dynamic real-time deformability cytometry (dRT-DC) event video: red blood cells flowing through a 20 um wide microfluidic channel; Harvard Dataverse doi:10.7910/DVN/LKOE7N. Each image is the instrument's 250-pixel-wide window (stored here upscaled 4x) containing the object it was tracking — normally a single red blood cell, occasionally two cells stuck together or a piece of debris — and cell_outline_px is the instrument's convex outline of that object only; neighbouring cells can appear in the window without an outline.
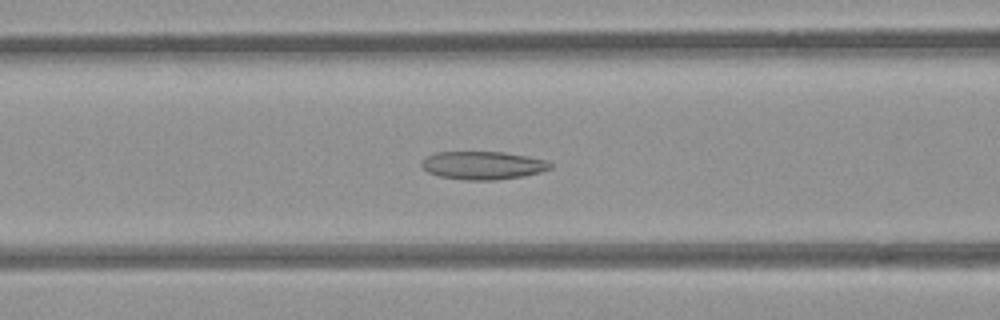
{"species": "common noctule bat (a hibernating species)", "species_latin": "Nyctalus noctula", "temperature_condition": "room temperature", "stored_images_in_passage": 53, "camera_frame_rate_fps": 3000, "um_per_image_px": 0.085, "animal": {"sex": "female", "body_mass_g": 21.9}, "frame": {"image": 1, "passage_image": 21, "time_ms": 6.667, "image_size_px": [1000, 320], "cell_outline_px": [[552, 168], [540, 172], [524, 176], [496, 180], [464, 180], [440, 176], [428, 172], [420, 164], [428, 156], [436, 152], [500, 152], [528, 156], [544, 160], [552, 164]], "centroid_in_image_um": [41.06, 14.06], "position_along_channel_um": 125.5, "area_um2": 20.92}}
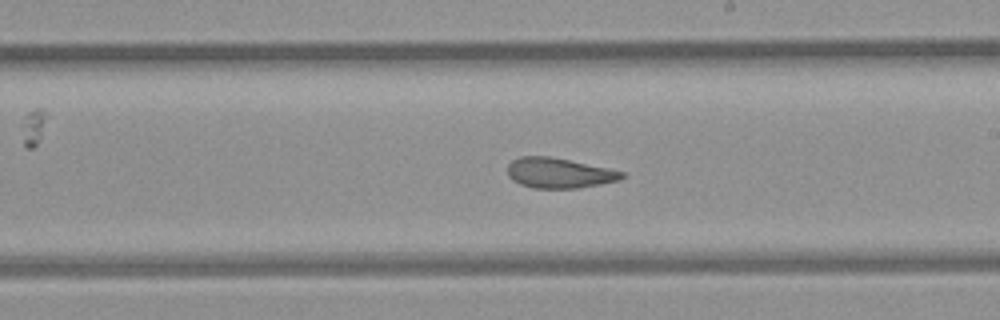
{"frame": {"image": 2, "passage_image": 30, "time_ms": 9.667, "image_size_px": [1000, 320], "cell_outline_px": [[624, 176], [620, 180], [600, 184], [576, 188], [532, 188], [520, 184], [512, 180], [508, 176], [508, 164], [512, 160], [520, 156], [548, 156], [608, 168], [624, 172]], "centroid_in_image_um": [47.49, 14.71], "position_along_channel_um": 241.5, "area_um2": 20.0}}
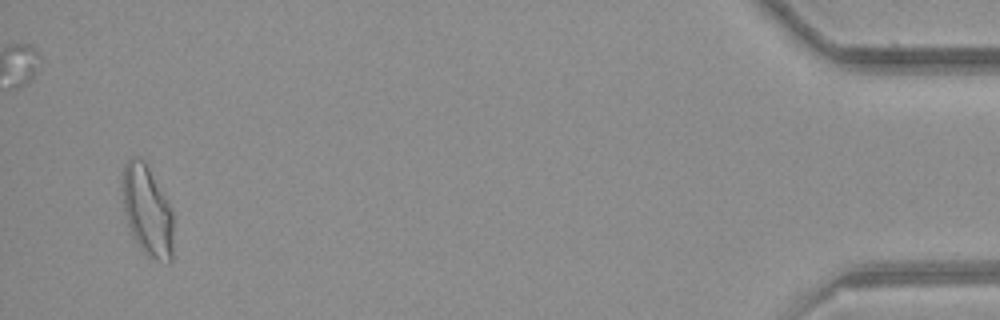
{"frame": {"image": 3, "passage_image": 51, "time_ms": 16.667, "image_size_px": [1000, 320], "cell_outline_px": [[172, 260], [168, 264], [156, 260], [148, 256], [140, 248], [132, 236], [128, 224], [124, 208], [120, 184], [124, 164], [132, 156], [140, 156], [144, 160], [168, 204], [172, 212]], "centroid_in_image_um": [12.48, 17.9], "position_along_channel_um": 422.7, "area_um2": 26.88}, "authors_computed_cell_mechanics": {"area_um2": 22.7154, "velocity_mm_per_s": 3.8689, "shape_relaxation_time_tau1_ms": null, "shape_relaxation_time_tau2_ms": 2.6104, "deformation_change_tau1": null, "deformation_change_tau2": 0.1119}}